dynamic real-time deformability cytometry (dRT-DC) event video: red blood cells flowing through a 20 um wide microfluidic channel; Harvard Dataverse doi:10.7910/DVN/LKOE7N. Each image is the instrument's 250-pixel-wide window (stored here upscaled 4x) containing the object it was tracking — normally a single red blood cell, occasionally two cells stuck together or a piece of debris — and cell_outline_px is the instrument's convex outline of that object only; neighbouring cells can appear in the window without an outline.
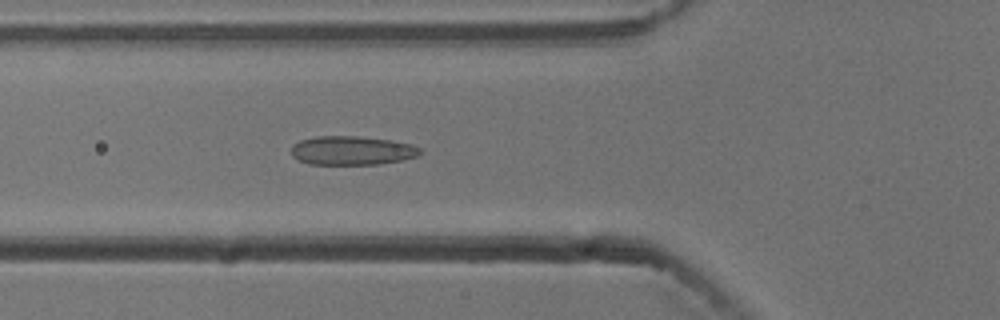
{"species": "common noctule bat (a hibernating species)", "species_latin": "Nyctalus noctula", "temperature_condition": "cold", "stored_images_in_passage": 44, "camera_frame_rate_fps": 3000, "um_per_image_px": 0.085, "animal": {"sex": "male", "body_mass_g": 13.3}, "frame": {"image": 1, "passage_image": 9, "time_ms": 2.667, "image_size_px": [1000, 320], "cell_outline_px": [[420, 152], [416, 156], [400, 160], [380, 164], [308, 164], [292, 156], [292, 144], [300, 140], [316, 136], [356, 136], [392, 140], [412, 144], [420, 148]], "centroid_in_image_um": [29.89, 12.78], "position_along_channel_um": 95.9, "area_um2": 21.62}}
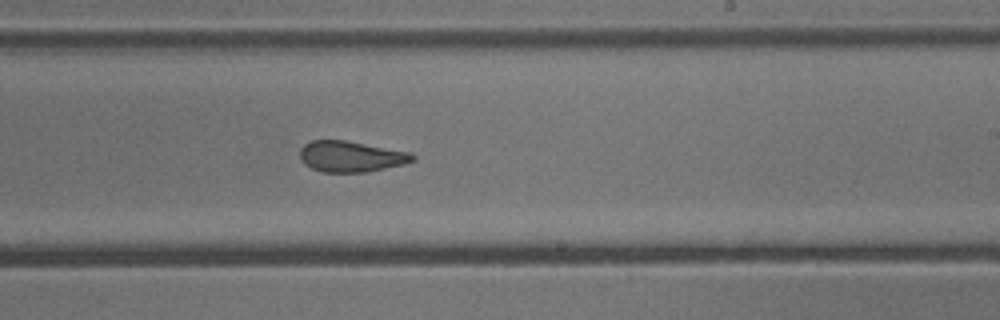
{"frame": {"image": 2, "passage_image": 22, "time_ms": 7.0, "image_size_px": [1000, 320], "cell_outline_px": [[416, 160], [404, 164], [368, 172], [324, 172], [312, 168], [304, 164], [300, 160], [300, 148], [304, 144], [312, 140], [344, 140], [412, 152], [416, 156]], "centroid_in_image_um": [29.85, 13.3], "position_along_channel_um": 259.1, "area_um2": 20.46}}
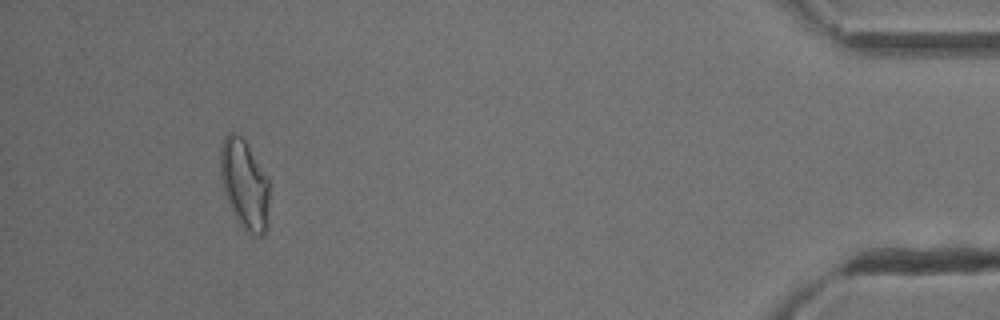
{"frame": {"image": 3, "passage_image": 40, "time_ms": 13.0, "image_size_px": [1000, 320], "cell_outline_px": [[268, 228], [260, 236], [256, 236], [240, 228], [228, 204], [220, 180], [220, 148], [224, 136], [228, 132], [232, 132], [244, 136], [268, 176]], "centroid_in_image_um": [20.77, 15.64], "position_along_channel_um": 414.4, "area_um2": 26.41}, "authors_computed_cell_mechanics": {"area_um2": 21.7328, "velocity_mm_per_s": 3.7541, "shape_relaxation_time_tau1_ms": null, "shape_relaxation_time_tau2_ms": 1.5658, "deformation_change_tau1": null, "deformation_change_tau2": 0.0762}}